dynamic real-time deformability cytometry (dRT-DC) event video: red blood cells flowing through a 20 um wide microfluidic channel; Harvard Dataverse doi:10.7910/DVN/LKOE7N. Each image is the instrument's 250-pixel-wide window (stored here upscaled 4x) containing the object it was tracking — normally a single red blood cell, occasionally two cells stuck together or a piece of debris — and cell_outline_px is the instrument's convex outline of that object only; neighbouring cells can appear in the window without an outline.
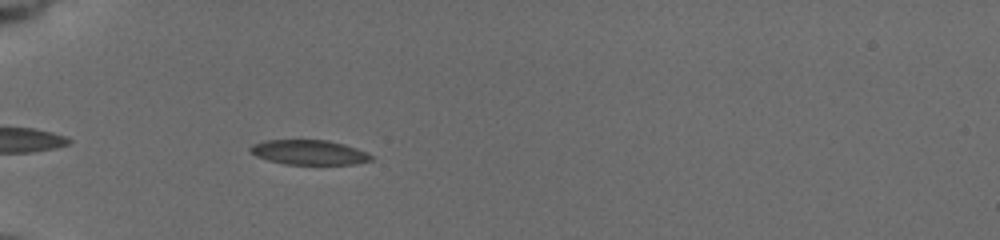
{"species": "common noctule bat (a hibernating species)", "species_latin": "Nyctalus noctula", "temperature_condition": "cold", "stored_images_in_passage": 42, "camera_frame_rate_fps": 3000, "um_per_image_px": 0.085, "animal": {"sex": "female", "body_mass_g": 19.5, "forearm_length_mm": 54.1}, "frame": {"image": 1, "passage_image": 5, "time_ms": 1.333, "image_size_px": [1000, 240], "cell_outline_px": [[372, 160], [356, 164], [284, 164], [268, 160], [256, 156], [248, 152], [248, 148], [252, 144], [264, 140], [328, 140], [344, 144], [368, 152], [372, 156]], "centroid_in_image_um": [26.24, 12.94], "position_along_channel_um": 58.8, "area_um2": 17.57}}
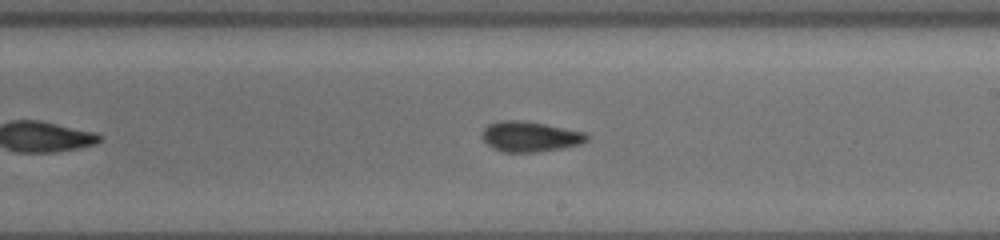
{"frame": {"image": 2, "passage_image": 21, "time_ms": 6.667, "image_size_px": [1000, 240], "cell_outline_px": [[588, 140], [580, 144], [540, 152], [504, 152], [492, 148], [480, 136], [480, 132], [488, 124], [500, 120], [520, 120], [544, 124], [584, 132], [588, 136]], "centroid_in_image_um": [45.0, 11.61], "position_along_channel_um": 244.0, "area_um2": 18.5}}
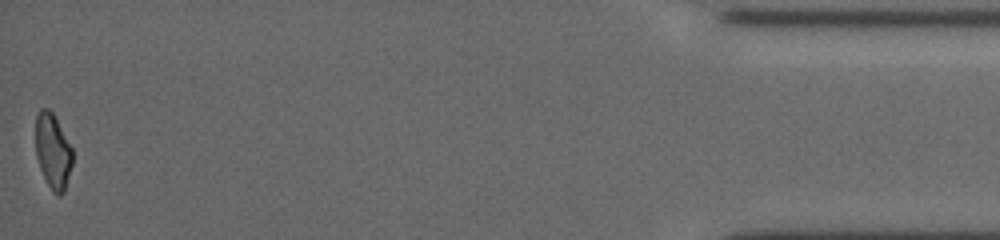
{"frame": {"image": 3, "passage_image": 42, "time_ms": 13.667, "image_size_px": [1000, 240], "cell_outline_px": [[72, 164], [64, 192], [60, 196], [56, 196], [52, 192], [40, 168], [36, 156], [36, 116], [40, 108], [48, 108], [56, 116], [72, 148]], "centroid_in_image_um": [4.5, 12.84], "position_along_channel_um": 430.7, "area_um2": 16.24}, "authors_computed_cell_mechanics": {"area_um2": 17.8602, "velocity_mm_per_s": 3.7633, "shape_relaxation_time_tau1_ms": 6.6963, "shape_relaxation_time_tau2_ms": 2.4292, "deformation_change_tau1": 0.147, "deformation_change_tau2": 0.0661}}